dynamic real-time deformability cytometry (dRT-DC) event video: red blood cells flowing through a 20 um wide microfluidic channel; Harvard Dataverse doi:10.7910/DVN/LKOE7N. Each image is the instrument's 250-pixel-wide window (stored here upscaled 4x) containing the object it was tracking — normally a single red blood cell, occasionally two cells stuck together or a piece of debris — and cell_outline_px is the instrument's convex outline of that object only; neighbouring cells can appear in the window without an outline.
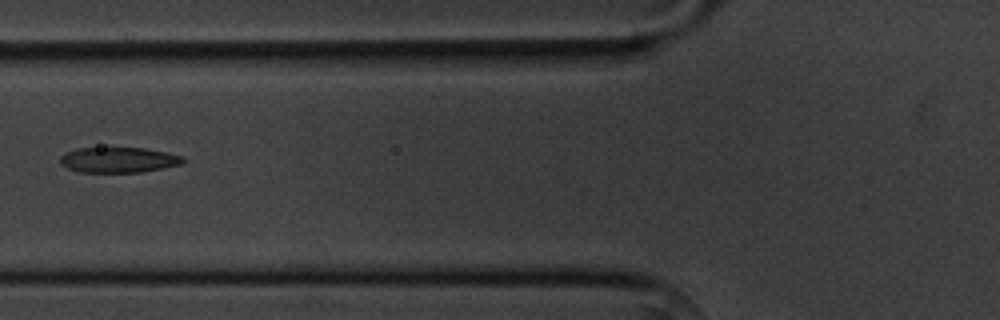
{"species": "common noctule bat (a hibernating species)", "species_latin": "Nyctalus noctula", "temperature_condition": "cold", "stored_images_in_passage": 4, "camera_frame_rate_fps": 3000, "um_per_image_px": 0.085, "animal": {"sex": "male", "body_mass_g": 20.1, "forearm_length_mm": 53.5}, "frame": {"image": 1, "passage_image": 4, "time_ms": 3.333, "image_size_px": [1000, 320], "cell_outline_px": [[184, 160], [180, 164], [140, 172], [80, 172], [68, 168], [60, 164], [60, 156], [64, 152], [76, 148], [144, 148], [168, 152], [184, 156]], "centroid_in_image_um": [10.04, 13.58], "position_along_channel_um": 115.8, "area_um2": 18.15}}